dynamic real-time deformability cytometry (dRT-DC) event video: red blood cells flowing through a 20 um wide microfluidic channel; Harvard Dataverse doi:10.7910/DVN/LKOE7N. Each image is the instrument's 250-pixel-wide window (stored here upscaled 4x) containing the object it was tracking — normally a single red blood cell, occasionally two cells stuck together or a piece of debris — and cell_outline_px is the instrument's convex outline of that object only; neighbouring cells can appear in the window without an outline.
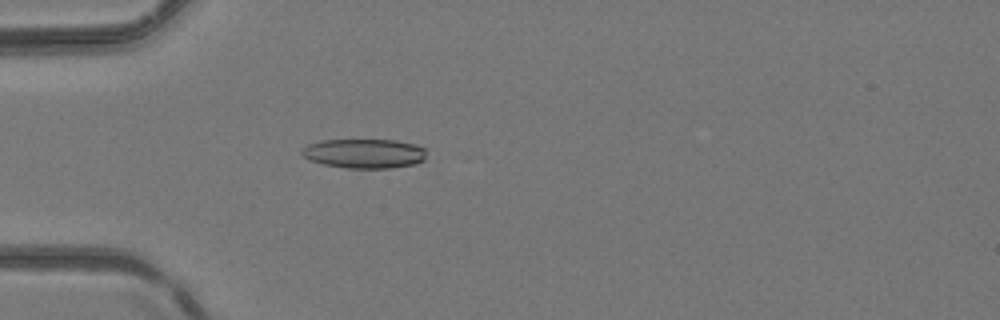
{"species": "common noctule bat (a hibernating species)", "species_latin": "Nyctalus noctula", "temperature_condition": "room temperature", "stored_images_in_passage": 6, "camera_frame_rate_fps": 3000, "um_per_image_px": 0.085, "animal": {"sex": "female", "body_mass_g": 24.6, "forearm_length_mm": 56.2}, "frame": {"image": 1, "passage_image": 6, "time_ms": 1.667, "image_size_px": [1000, 320], "cell_outline_px": [[428, 148], [424, 160], [416, 164], [388, 168], [348, 168], [324, 164], [308, 160], [300, 152], [308, 144], [324, 140], [396, 140], [416, 144]], "centroid_in_image_um": [31.02, 13.04], "position_along_channel_um": 54.0, "area_um2": 21.5}}